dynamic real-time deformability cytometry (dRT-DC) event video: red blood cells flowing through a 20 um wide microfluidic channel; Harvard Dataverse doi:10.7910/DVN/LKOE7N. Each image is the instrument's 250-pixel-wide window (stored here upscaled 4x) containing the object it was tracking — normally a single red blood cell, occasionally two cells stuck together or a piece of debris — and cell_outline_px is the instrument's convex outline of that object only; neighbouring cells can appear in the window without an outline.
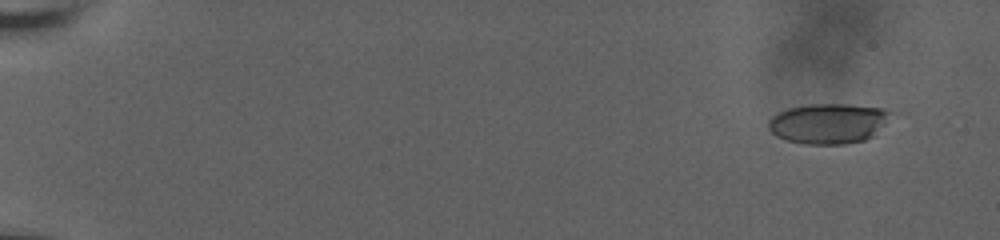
{"species": "human", "species_latin": "Homo sapiens", "temperature_condition": "room temperature", "stored_images_in_passage": 26, "camera_frame_rate_fps": 3000, "um_per_image_px": 0.085, "donor": {"sex": "male"}, "frame": {"image": 1, "passage_image": 4, "time_ms": 1.333, "image_size_px": [1000, 240], "cell_outline_px": [[892, 112], [884, 124], [872, 136], [864, 140], [844, 144], [804, 144], [788, 140], [776, 136], [768, 128], [768, 120], [772, 116], [788, 108], [808, 104], [844, 104], [884, 108]], "centroid_in_image_um": [70.38, 10.49], "position_along_channel_um": 14.6, "area_um2": 28.5}}
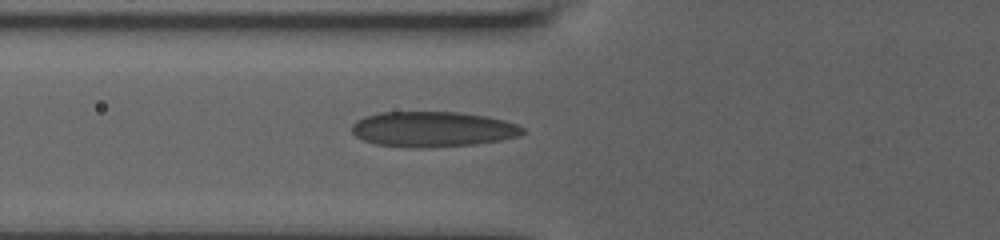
{"frame": {"image": 2, "passage_image": 23, "time_ms": 8.333, "image_size_px": [1000, 240], "cell_outline_px": [[524, 132], [520, 136], [500, 140], [476, 144], [428, 148], [416, 148], [376, 144], [364, 140], [356, 136], [352, 132], [352, 124], [356, 120], [364, 116], [380, 112], [460, 112], [488, 116], [504, 120], [516, 124], [524, 128]], "centroid_in_image_um": [36.79, 10.98], "position_along_channel_um": 89.0, "area_um2": 35.43}}
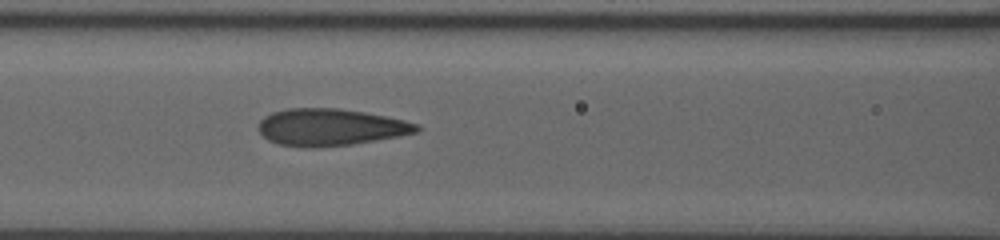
{"frame": {"image": 3, "passage_image": 26, "time_ms": 9.667, "image_size_px": [1000, 240], "cell_outline_px": [[420, 132], [400, 136], [352, 144], [312, 148], [308, 148], [276, 144], [268, 140], [256, 128], [256, 124], [264, 116], [272, 112], [288, 108], [340, 108], [364, 112], [404, 120], [420, 124]], "centroid_in_image_um": [28.06, 10.81], "position_along_channel_um": 138.5, "area_um2": 34.45}}